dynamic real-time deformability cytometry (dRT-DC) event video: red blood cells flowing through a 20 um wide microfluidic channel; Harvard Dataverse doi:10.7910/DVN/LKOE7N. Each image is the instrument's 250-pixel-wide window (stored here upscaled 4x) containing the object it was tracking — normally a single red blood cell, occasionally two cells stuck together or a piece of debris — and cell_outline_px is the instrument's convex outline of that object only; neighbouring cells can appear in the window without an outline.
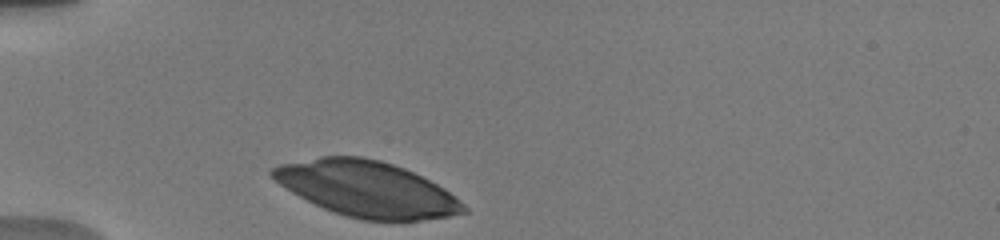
{"species": "human", "species_latin": "Homo sapiens", "temperature_condition": "warm", "stored_images_in_passage": 8, "camera_frame_rate_fps": 3000, "um_per_image_px": 0.085, "donor": {"sex": "male"}, "frame": {"image": 1, "passage_image": 1, "time_ms": 0.0, "image_size_px": [1000, 240], "cell_outline_px": [[468, 212], [448, 216], [420, 220], [360, 220], [324, 208], [292, 192], [280, 184], [268, 172], [272, 168], [280, 164], [320, 156], [360, 156], [380, 160], [404, 168], [444, 188], [460, 200], [468, 208]], "centroid_in_image_um": [31.18, 16.05], "position_along_channel_um": 53.8, "area_um2": 61.27}}